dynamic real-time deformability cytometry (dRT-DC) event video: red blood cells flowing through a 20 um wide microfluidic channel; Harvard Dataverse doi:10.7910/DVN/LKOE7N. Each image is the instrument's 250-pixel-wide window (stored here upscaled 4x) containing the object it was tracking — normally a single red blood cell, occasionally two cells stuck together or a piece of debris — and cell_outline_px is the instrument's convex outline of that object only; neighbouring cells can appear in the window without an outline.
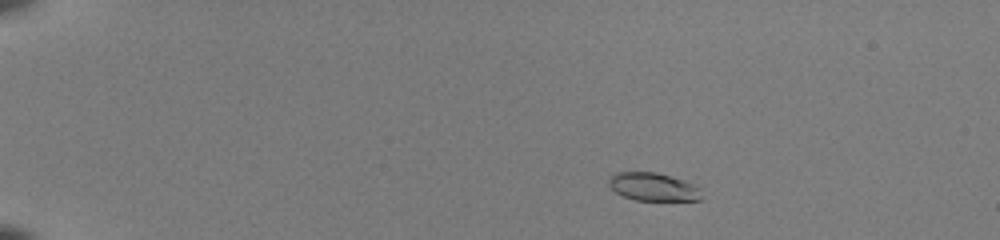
{"species": "common noctule bat (a hibernating species)", "species_latin": "Nyctalus noctula", "temperature_condition": "room temperature", "stored_images_in_passage": 49, "camera_frame_rate_fps": 3000, "um_per_image_px": 0.085, "animal": {"sex": "female", "body_mass_g": 22.0, "forearm_length_mm": 56.7}, "frame": {"image": 1, "passage_image": 7, "time_ms": 2.0, "image_size_px": [1000, 240], "cell_outline_px": [[704, 196], [700, 200], [636, 200], [624, 196], [616, 192], [608, 184], [608, 176], [616, 172], [656, 172], [672, 176], [692, 184], [700, 188]], "centroid_in_image_um": [55.52, 15.87], "position_along_channel_um": 29.5, "area_um2": 15.26}}
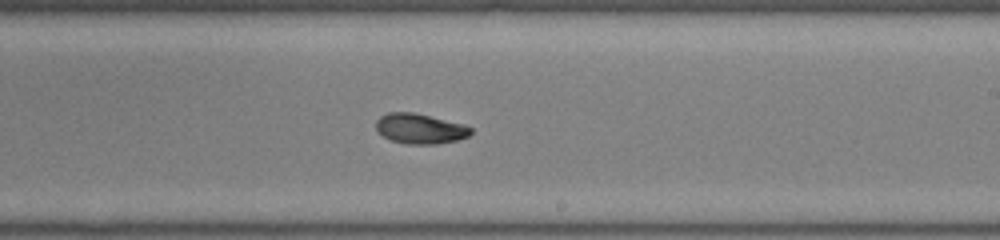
{"frame": {"image": 2, "passage_image": 31, "time_ms": 10.0, "image_size_px": [1000, 240], "cell_outline_px": [[472, 132], [468, 136], [456, 140], [436, 144], [408, 144], [392, 140], [384, 136], [376, 128], [376, 120], [380, 116], [388, 112], [412, 112], [464, 124], [472, 128]], "centroid_in_image_um": [35.7, 10.93], "position_along_channel_um": 253.3, "area_um2": 16.47}}
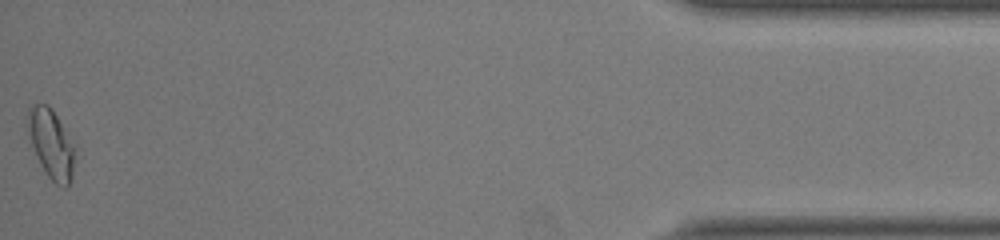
{"frame": {"image": 3, "passage_image": 49, "time_ms": 16.0, "image_size_px": [1000, 240], "cell_outline_px": [[72, 180], [68, 188], [64, 188], [56, 184], [48, 176], [40, 164], [36, 156], [28, 136], [28, 108], [32, 104], [48, 104], [52, 108], [72, 148]], "centroid_in_image_um": [4.28, 12.25], "position_along_channel_um": 430.9, "area_um2": 18.15}, "authors_computed_cell_mechanics": {"area_um2": 16.762, "velocity_mm_per_s": 4.0931, "shape_relaxation_time_tau1_ms": 4.7122, "shape_relaxation_time_tau2_ms": 2.9043, "deformation_change_tau1": 0.1705, "deformation_change_tau2": 0.0725}}